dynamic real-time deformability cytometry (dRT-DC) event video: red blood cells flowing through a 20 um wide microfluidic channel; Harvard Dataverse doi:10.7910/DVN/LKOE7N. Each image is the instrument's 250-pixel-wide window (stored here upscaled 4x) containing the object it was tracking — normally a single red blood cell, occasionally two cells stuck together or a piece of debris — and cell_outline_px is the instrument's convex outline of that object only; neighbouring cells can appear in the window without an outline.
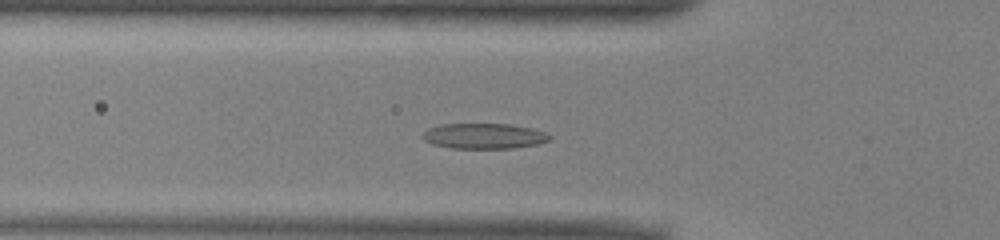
{"species": "common noctule bat (a hibernating species)", "species_latin": "Nyctalus noctula", "temperature_condition": "warm", "stored_images_in_passage": 44, "camera_frame_rate_fps": 3000, "um_per_image_px": 0.085, "animal": {"sex": "male", "body_mass_g": 13.0, "forearm_length_mm": 53.1}, "frame": {"image": 1, "passage_image": 10, "time_ms": 3.0, "image_size_px": [1000, 240], "cell_outline_px": [[552, 136], [548, 140], [536, 144], [512, 148], [452, 148], [432, 144], [424, 140], [420, 136], [428, 128], [440, 124], [508, 124], [532, 128], [544, 132]], "centroid_in_image_um": [41.09, 11.56], "position_along_channel_um": 84.7, "area_um2": 18.73}}
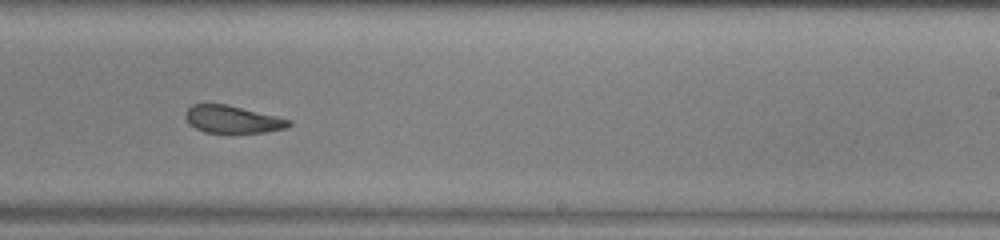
{"frame": {"image": 2, "passage_image": 24, "time_ms": 7.667, "image_size_px": [1000, 240], "cell_outline_px": [[292, 124], [288, 128], [264, 132], [204, 132], [188, 124], [184, 116], [184, 112], [192, 104], [228, 104], [292, 120]], "centroid_in_image_um": [19.75, 10.13], "position_along_channel_um": 269.3, "area_um2": 16.59}}
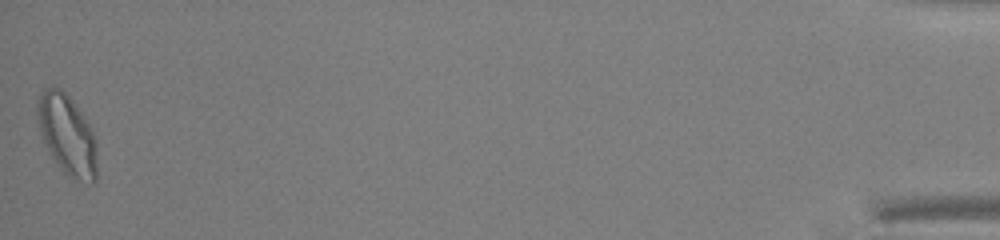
{"frame": {"image": 3, "passage_image": 44, "time_ms": 14.333, "image_size_px": [1000, 240], "cell_outline_px": [[96, 180], [92, 184], [88, 184], [72, 180], [64, 172], [48, 152], [40, 132], [36, 112], [36, 100], [44, 88], [52, 84], [60, 88], [72, 100], [88, 124], [96, 140]], "centroid_in_image_um": [5.68, 11.47], "position_along_channel_um": 429.5, "area_um2": 28.15}, "authors_computed_cell_mechanics": {"area_um2": 18.9873, "velocity_mm_per_s": 3.9567, "shape_relaxation_time_tau1_ms": 5.3431, "shape_relaxation_time_tau2_ms": 2.5744, "deformation_change_tau1": 0.1602, "deformation_change_tau2": 0.1114}}